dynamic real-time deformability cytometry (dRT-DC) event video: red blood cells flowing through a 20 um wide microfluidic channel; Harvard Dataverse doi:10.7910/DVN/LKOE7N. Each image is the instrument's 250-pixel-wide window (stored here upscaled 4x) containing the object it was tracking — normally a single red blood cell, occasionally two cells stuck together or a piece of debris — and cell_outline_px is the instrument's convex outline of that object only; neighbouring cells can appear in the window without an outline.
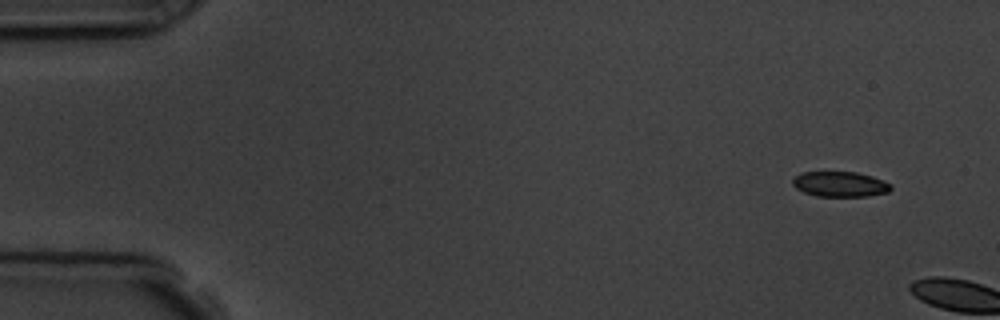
{"species": "common noctule bat (a hibernating species)", "species_latin": "Nyctalus noctula", "temperature_condition": "room temperature", "stored_images_in_passage": 2, "camera_frame_rate_fps": 3000, "um_per_image_px": 0.085, "animal": {"sex": "male", "body_mass_g": 19.5, "forearm_length_mm": 54.6}, "frame": {"image": 1, "passage_image": 1, "time_ms": 0.0, "image_size_px": [1000, 320], "cell_outline_px": [[892, 188], [888, 192], [868, 196], [816, 196], [804, 192], [796, 188], [792, 184], [792, 180], [796, 176], [804, 172], [856, 172], [872, 176], [884, 180], [892, 184]], "centroid_in_image_um": [71.43, 15.65], "position_along_channel_um": 13.6, "area_um2": 14.45}}